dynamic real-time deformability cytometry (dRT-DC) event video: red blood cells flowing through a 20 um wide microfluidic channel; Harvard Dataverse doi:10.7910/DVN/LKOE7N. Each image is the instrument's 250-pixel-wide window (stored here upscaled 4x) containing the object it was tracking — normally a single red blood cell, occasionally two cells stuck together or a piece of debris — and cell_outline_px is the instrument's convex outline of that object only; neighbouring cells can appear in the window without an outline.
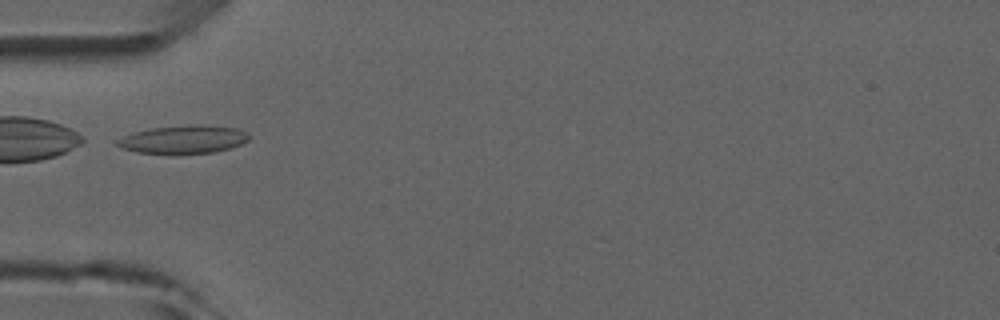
{"species": "common noctule bat (a hibernating species)", "species_latin": "Nyctalus noctula", "temperature_condition": "room temperature", "stored_images_in_passage": 4, "camera_frame_rate_fps": 3000, "um_per_image_px": 0.085, "animal": {"sex": "male", "forearm_length_mm": 52.5}, "frame": {"image": 1, "passage_image": 2, "time_ms": 1.333, "image_size_px": [1000, 320], "cell_outline_px": [[248, 140], [232, 148], [212, 152], [136, 152], [124, 148], [116, 144], [116, 140], [124, 136], [148, 128], [192, 124], [204, 124], [236, 128], [248, 132]], "centroid_in_image_um": [15.64, 11.81], "position_along_channel_um": 69.4, "area_um2": 21.15}}
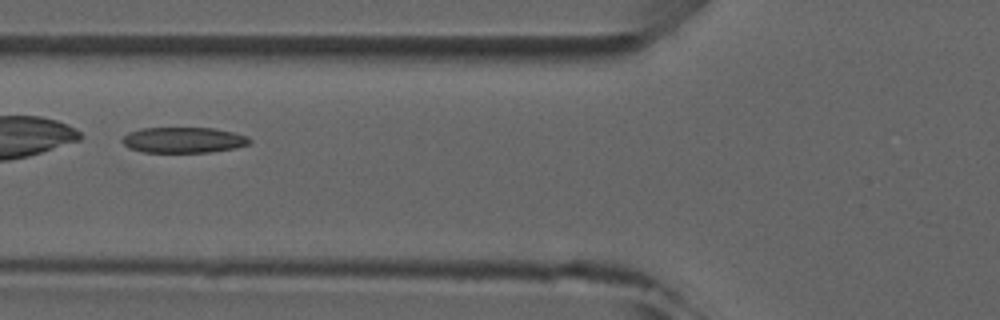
{"frame": {"image": 2, "passage_image": 3, "time_ms": 2.333, "image_size_px": [1000, 320], "cell_outline_px": [[252, 140], [248, 144], [236, 148], [212, 152], [144, 152], [128, 148], [120, 140], [128, 132], [140, 128], [216, 128], [248, 136]], "centroid_in_image_um": [15.59, 11.9], "position_along_channel_um": 110.2, "area_um2": 19.19}}
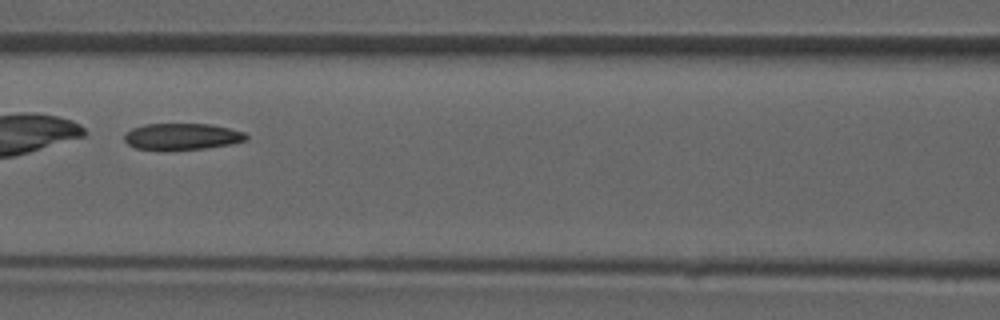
{"frame": {"image": 3, "passage_image": 4, "time_ms": 3.333, "image_size_px": [1000, 320], "cell_outline_px": [[248, 140], [232, 144], [204, 148], [136, 148], [128, 144], [124, 140], [124, 136], [132, 128], [144, 124], [208, 124], [228, 128], [244, 132], [248, 136]], "centroid_in_image_um": [15.52, 11.58], "position_along_channel_um": 151.1, "area_um2": 18.21}}